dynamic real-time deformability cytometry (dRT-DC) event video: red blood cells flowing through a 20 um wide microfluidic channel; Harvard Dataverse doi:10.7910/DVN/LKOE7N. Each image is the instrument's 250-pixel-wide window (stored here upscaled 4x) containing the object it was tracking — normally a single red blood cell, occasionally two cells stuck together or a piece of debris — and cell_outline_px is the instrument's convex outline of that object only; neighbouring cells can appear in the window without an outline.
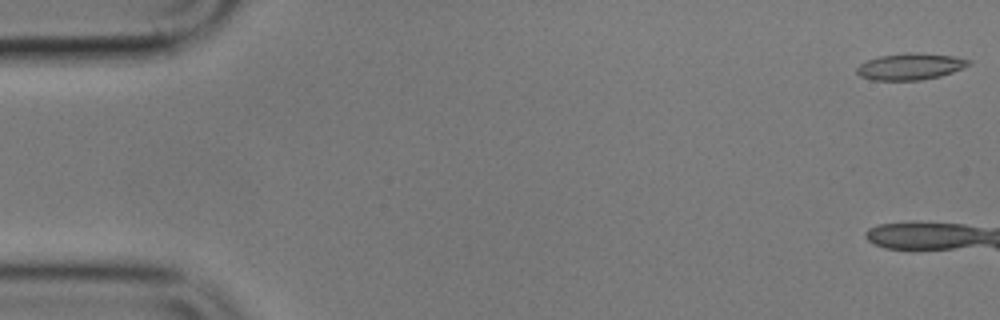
{"species": "common noctule bat (a hibernating species)", "species_latin": "Nyctalus noctula", "temperature_condition": "cold", "stored_images_in_passage": 3, "camera_frame_rate_fps": 3000, "um_per_image_px": 0.085, "animal": {"sex": "male", "body_mass_g": 17.9}, "frame": {"image": 1, "passage_image": 1, "time_ms": 0.0, "image_size_px": [1000, 320], "cell_outline_px": [[972, 64], [952, 72], [940, 76], [920, 80], [872, 80], [860, 76], [856, 72], [856, 68], [860, 64], [868, 60], [880, 56], [908, 52], [920, 52], [952, 56], [972, 60]], "centroid_in_image_um": [77.39, 5.65], "position_along_channel_um": 7.6, "area_um2": 17.34}}